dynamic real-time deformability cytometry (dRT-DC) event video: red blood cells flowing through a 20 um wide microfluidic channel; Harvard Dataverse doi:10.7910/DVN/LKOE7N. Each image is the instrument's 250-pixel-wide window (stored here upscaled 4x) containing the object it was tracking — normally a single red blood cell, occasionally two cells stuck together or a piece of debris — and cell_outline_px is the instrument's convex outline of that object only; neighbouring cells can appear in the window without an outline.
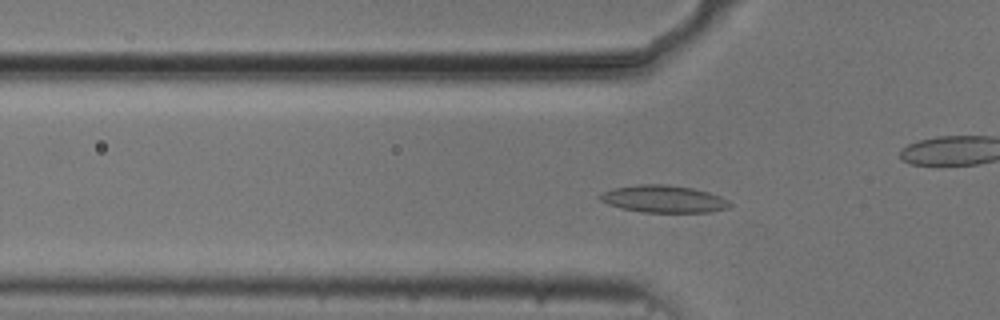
{"species": "common noctule bat (a hibernating species)", "species_latin": "Nyctalus noctula", "temperature_condition": "cold", "stored_images_in_passage": 53, "camera_frame_rate_fps": 3000, "um_per_image_px": 0.085, "animal": {"sex": "male", "body_mass_g": 20.5, "forearm_length_mm": 52.5}, "frame": {"image": 1, "passage_image": 15, "time_ms": 4.667, "image_size_px": [1000, 320], "cell_outline_px": [[732, 204], [728, 208], [712, 212], [644, 212], [620, 208], [608, 204], [600, 200], [600, 196], [604, 192], [612, 188], [636, 184], [664, 184], [692, 188], [708, 192], [720, 196], [728, 200]], "centroid_in_image_um": [56.42, 16.91], "position_along_channel_um": 69.4, "area_um2": 20.58}}
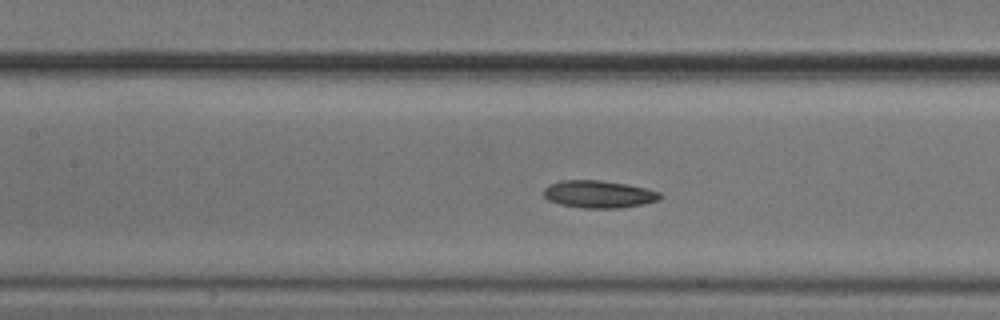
{"frame": {"image": 2, "passage_image": 22, "time_ms": 7.0, "image_size_px": [1000, 320], "cell_outline_px": [[664, 196], [660, 200], [644, 204], [620, 208], [584, 208], [560, 204], [548, 200], [544, 196], [544, 188], [548, 184], [560, 180], [600, 180], [628, 184], [660, 192]], "centroid_in_image_um": [50.91, 16.5], "position_along_channel_um": 156.5, "area_um2": 18.79}}
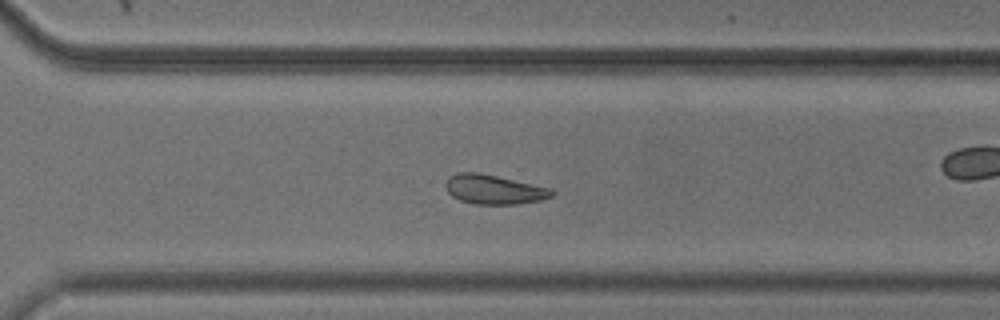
{"frame": {"image": 3, "passage_image": 36, "time_ms": 11.667, "image_size_px": [1000, 320], "cell_outline_px": [[556, 192], [552, 196], [540, 200], [516, 204], [476, 204], [460, 200], [452, 196], [448, 192], [444, 184], [448, 176], [456, 172], [476, 172], [496, 176], [552, 188]], "centroid_in_image_um": [41.96, 16.1], "position_along_channel_um": 328.6, "area_um2": 18.21}, "authors_computed_cell_mechanics": {"area_um2": 19.1896, "velocity_mm_per_s": 3.7033, "shape_relaxation_time_tau1_ms": 4.7195, "shape_relaxation_time_tau2_ms": 6.7467, "deformation_change_tau1": 0.1018, "deformation_change_tau2": 0.1324}}